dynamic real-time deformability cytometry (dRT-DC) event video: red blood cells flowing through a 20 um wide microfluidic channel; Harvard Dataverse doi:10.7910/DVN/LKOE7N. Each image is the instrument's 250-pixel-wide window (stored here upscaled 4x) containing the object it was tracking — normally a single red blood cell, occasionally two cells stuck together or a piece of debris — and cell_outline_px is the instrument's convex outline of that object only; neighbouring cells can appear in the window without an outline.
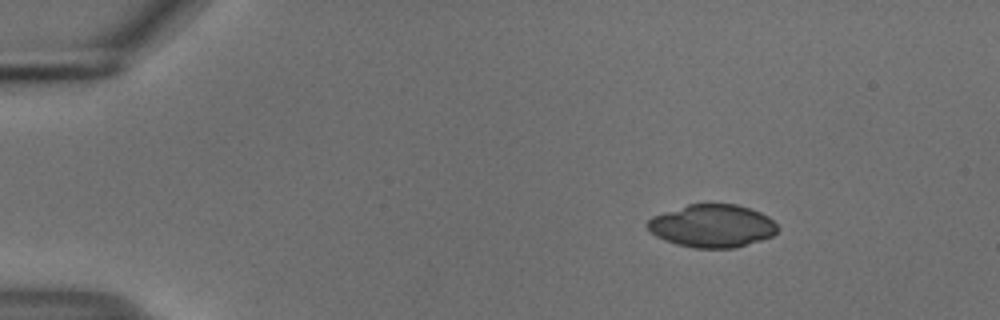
{"species": "common noctule bat (a hibernating species)", "species_latin": "Nyctalus noctula", "temperature_condition": "cold", "stored_images_in_passage": 48, "camera_frame_rate_fps": 3000, "um_per_image_px": 0.085, "animal": {"sex": "male", "body_mass_g": 18.8}, "frame": {"image": 1, "passage_image": 1, "time_ms": 0.0, "image_size_px": [1000, 320], "cell_outline_px": [[780, 228], [772, 236], [736, 248], [692, 248], [676, 244], [664, 240], [656, 236], [648, 228], [648, 220], [652, 216], [688, 204], [736, 204], [760, 212], [768, 216]], "centroid_in_image_um": [60.54, 19.21], "position_along_channel_um": 24.5, "area_um2": 32.43}}